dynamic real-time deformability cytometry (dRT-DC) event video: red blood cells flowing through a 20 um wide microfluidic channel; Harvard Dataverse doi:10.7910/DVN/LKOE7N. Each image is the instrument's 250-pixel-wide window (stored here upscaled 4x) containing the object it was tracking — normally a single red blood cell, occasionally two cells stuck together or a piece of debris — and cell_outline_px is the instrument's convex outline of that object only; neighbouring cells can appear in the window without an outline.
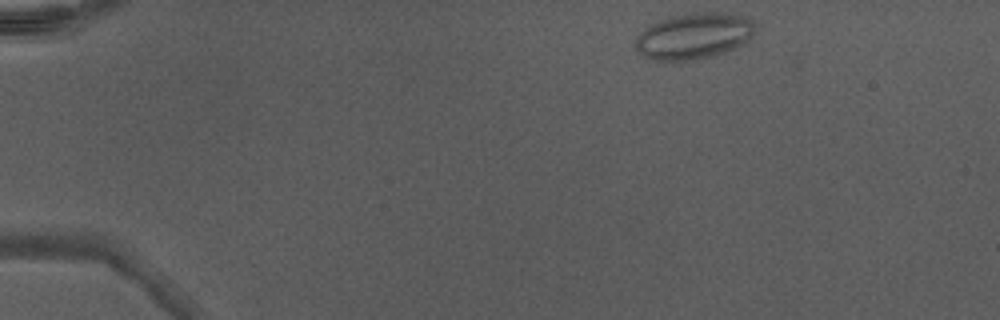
{"species": "Egyptian fruit bat (a non-hibernating species)", "species_latin": "Rousettus aegyptiacus", "temperature_condition": "warm", "stored_images_in_passage": 42, "camera_frame_rate_fps": 3000, "um_per_image_px": 0.085, "animal": {"sex": "male"}, "frame": {"image": 1, "passage_image": 1, "time_ms": 0.0, "image_size_px": [1000, 320], "cell_outline_px": [[752, 32], [748, 40], [744, 44], [736, 48], [712, 56], [692, 60], [656, 60], [644, 56], [636, 48], [636, 36], [644, 28], [660, 20], [672, 16], [692, 12], [716, 12], [744, 16], [752, 20]], "centroid_in_image_um": [58.96, 3.05], "position_along_channel_um": 26.0, "area_um2": 31.79}}
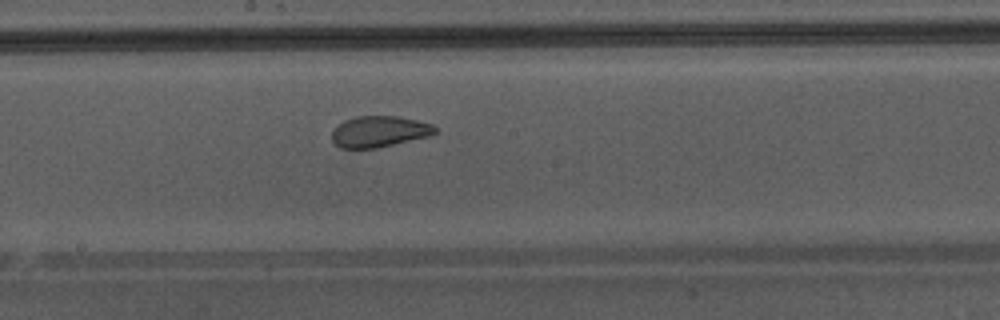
{"frame": {"image": 2, "passage_image": 21, "time_ms": 6.667, "image_size_px": [1000, 320], "cell_outline_px": [[436, 132], [428, 136], [376, 148], [340, 148], [332, 140], [332, 132], [344, 120], [356, 116], [396, 116], [416, 120], [432, 124], [436, 128]], "centroid_in_image_um": [32.22, 11.18], "position_along_channel_um": 216.0, "area_um2": 18.44}}
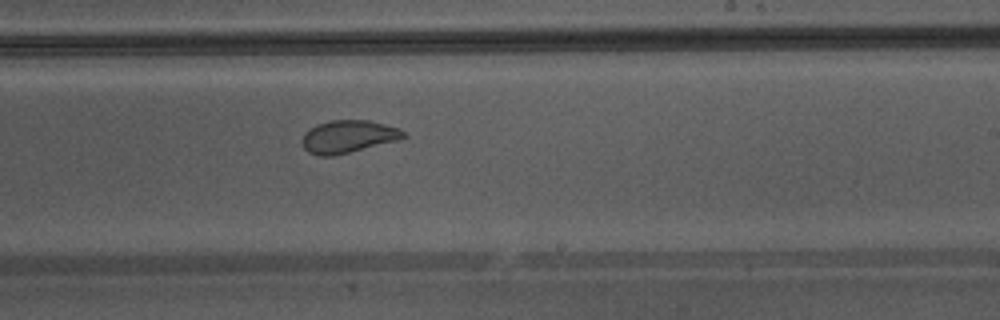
{"frame": {"image": 3, "passage_image": 24, "time_ms": 7.667, "image_size_px": [1000, 320], "cell_outline_px": [[408, 136], [396, 140], [332, 156], [320, 156], [308, 152], [304, 148], [300, 140], [304, 132], [308, 128], [316, 124], [332, 120], [368, 120], [400, 128]], "centroid_in_image_um": [29.53, 11.59], "position_along_channel_um": 259.5, "area_um2": 19.19}, "authors_computed_cell_mechanics": {"area_um2": 22.4842, "velocity_mm_per_s": 4.3566, "shape_relaxation_time_tau1_ms": 8.6688, "shape_relaxation_time_tau2_ms": 0.8854, "deformation_change_tau1": 0.1875, "deformation_change_tau2": 0.0698}}